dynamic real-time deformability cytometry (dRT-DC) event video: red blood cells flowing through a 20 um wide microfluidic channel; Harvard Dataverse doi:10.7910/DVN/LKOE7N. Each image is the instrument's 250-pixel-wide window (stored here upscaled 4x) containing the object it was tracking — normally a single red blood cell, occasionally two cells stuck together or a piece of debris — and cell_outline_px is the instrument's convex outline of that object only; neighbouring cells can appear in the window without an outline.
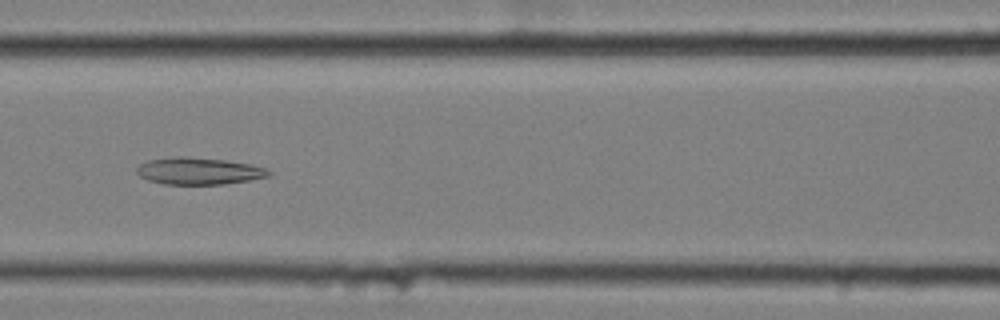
{"species": "common noctule bat (a hibernating species)", "species_latin": "Nyctalus noctula", "temperature_condition": "cold", "stored_images_in_passage": 57, "camera_frame_rate_fps": 3000, "um_per_image_px": 0.085, "animal": {"sex": "female", "body_mass_g": 25.1}, "frame": {"image": 1, "passage_image": 25, "time_ms": 8.0, "image_size_px": [1000, 320], "cell_outline_px": [[272, 172], [268, 176], [248, 180], [224, 184], [164, 184], [148, 180], [140, 176], [136, 172], [136, 168], [140, 164], [148, 160], [172, 156], [184, 156], [224, 160], [252, 164], [264, 168]], "centroid_in_image_um": [16.86, 14.53], "position_along_channel_um": 149.7, "area_um2": 20.69}}
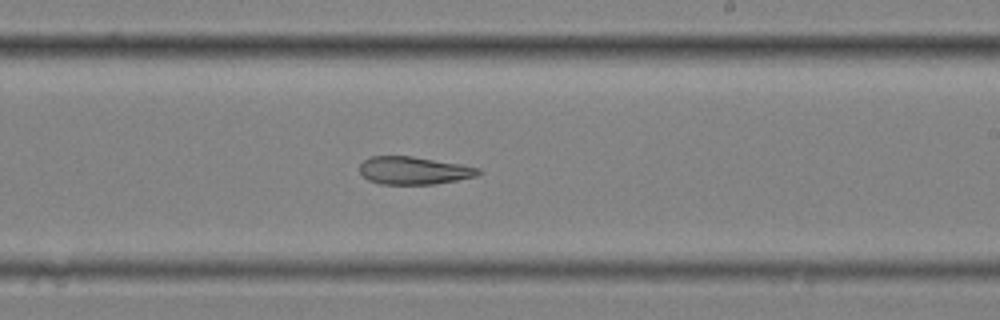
{"frame": {"image": 2, "passage_image": 34, "time_ms": 11.0, "image_size_px": [1000, 320], "cell_outline_px": [[484, 172], [476, 176], [456, 180], [432, 184], [380, 184], [368, 180], [360, 172], [360, 164], [364, 160], [372, 156], [412, 156], [460, 164], [480, 168]], "centroid_in_image_um": [35.18, 14.49], "position_along_channel_um": 253.8, "area_um2": 19.13}}
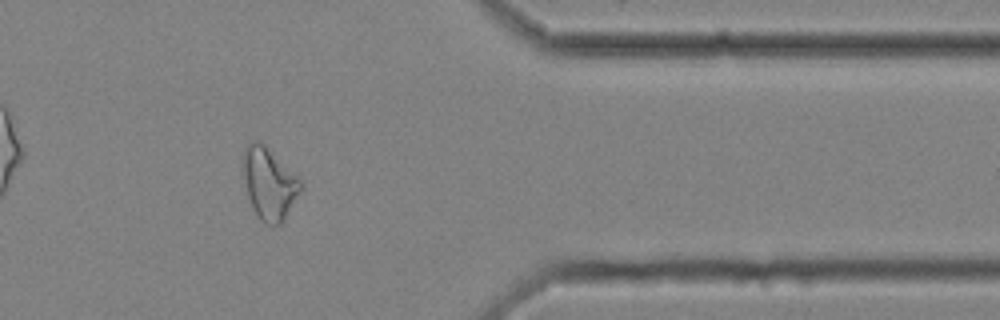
{"frame": {"image": 3, "passage_image": 47, "time_ms": 15.333, "image_size_px": [1000, 320], "cell_outline_px": [[304, 188], [284, 220], [280, 224], [264, 224], [260, 220], [252, 208], [248, 196], [240, 168], [240, 160], [244, 148], [252, 140], [260, 140], [300, 176]], "centroid_in_image_um": [22.87, 15.55], "position_along_channel_um": 388.5, "area_um2": 25.14}, "authors_computed_cell_mechanics": {"area_um2": 24.854, "velocity_mm_per_s": 3.4828, "shape_relaxation_time_tau1_ms": null, "shape_relaxation_time_tau2_ms": 2.8436, "deformation_change_tau1": null, "deformation_change_tau2": 0.1183}}